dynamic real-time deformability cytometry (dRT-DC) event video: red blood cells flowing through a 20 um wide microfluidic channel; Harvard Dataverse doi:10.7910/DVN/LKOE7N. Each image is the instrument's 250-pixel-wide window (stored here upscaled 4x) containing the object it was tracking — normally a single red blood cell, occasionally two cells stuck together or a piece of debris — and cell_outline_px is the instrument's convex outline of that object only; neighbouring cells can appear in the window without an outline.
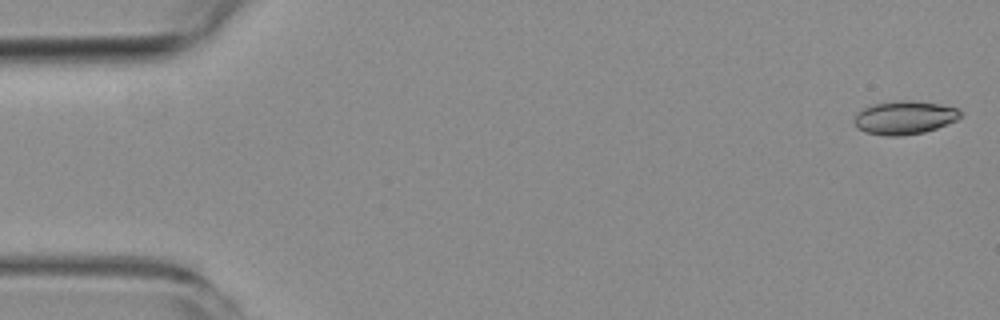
{"species": "common noctule bat (a hibernating species)", "species_latin": "Nyctalus noctula", "temperature_condition": "room temperature", "stored_images_in_passage": 4, "camera_frame_rate_fps": 3000, "um_per_image_px": 0.085, "animal": {"sex": "female", "body_mass_g": 19.3, "forearm_length_mm": 54.1}, "frame": {"image": 1, "passage_image": 1, "time_ms": 0.0, "image_size_px": [1000, 320], "cell_outline_px": [[960, 116], [956, 120], [936, 128], [924, 132], [900, 136], [884, 136], [864, 132], [856, 128], [852, 120], [856, 112], [872, 104], [900, 100], [912, 100], [940, 104], [956, 108], [960, 112]], "centroid_in_image_um": [76.8, 10.0], "position_along_channel_um": 8.2, "area_um2": 20.81}}
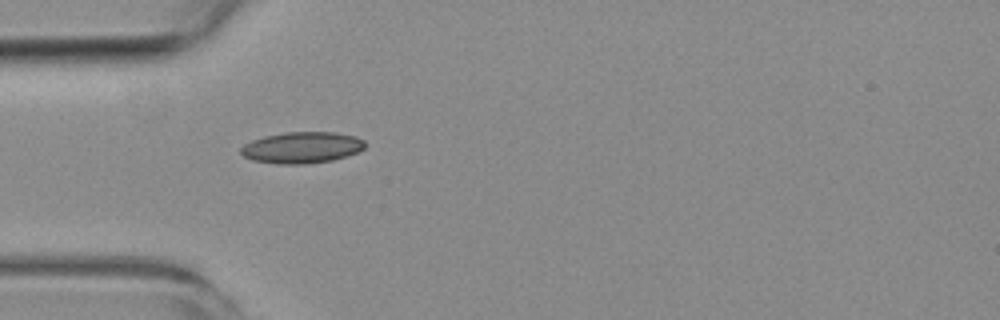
{"frame": {"image": 2, "passage_image": 4, "time_ms": 5.0, "image_size_px": [1000, 320], "cell_outline_px": [[364, 148], [356, 152], [332, 160], [308, 164], [276, 164], [252, 160], [244, 156], [240, 152], [240, 148], [244, 144], [252, 140], [264, 136], [284, 132], [332, 132], [356, 136], [364, 140]], "centroid_in_image_um": [25.62, 12.54], "position_along_channel_um": 59.4, "area_um2": 22.66}}